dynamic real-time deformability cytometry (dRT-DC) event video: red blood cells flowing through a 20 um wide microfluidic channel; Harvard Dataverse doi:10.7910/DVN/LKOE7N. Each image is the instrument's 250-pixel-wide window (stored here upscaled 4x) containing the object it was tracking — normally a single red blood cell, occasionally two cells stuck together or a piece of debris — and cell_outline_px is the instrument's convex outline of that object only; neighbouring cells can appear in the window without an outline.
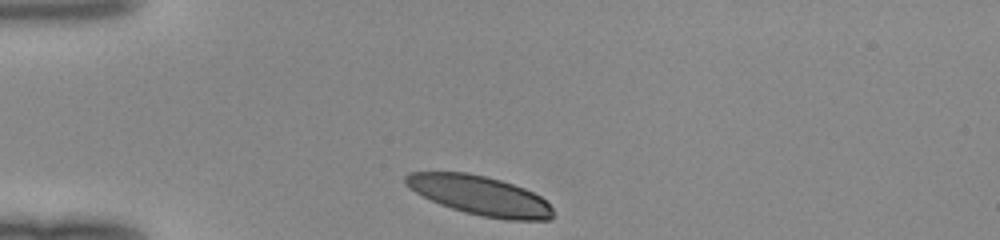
{"species": "human", "species_latin": "Homo sapiens", "temperature_condition": "room temperature", "stored_images_in_passage": 30, "camera_frame_rate_fps": 3000, "um_per_image_px": 0.085, "donor": {"sex": "female"}, "frame": {"image": 1, "passage_image": 1, "time_ms": 0.0, "image_size_px": [1000, 240], "cell_outline_px": [[552, 220], [508, 220], [480, 216], [464, 212], [440, 204], [416, 192], [404, 184], [404, 176], [408, 172], [468, 172], [500, 180], [524, 188], [540, 196], [552, 208]], "centroid_in_image_um": [40.78, 16.61], "position_along_channel_um": 44.2, "area_um2": 33.58}}
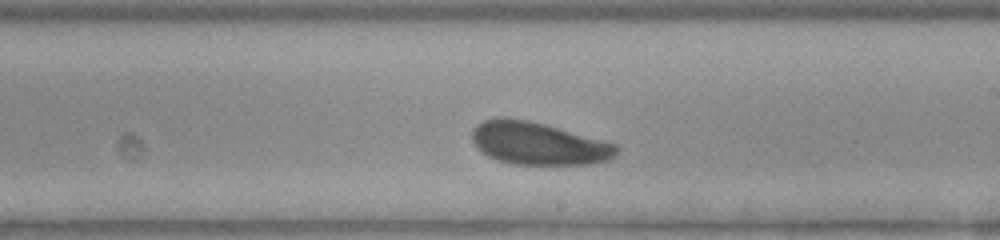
{"frame": {"image": 2, "passage_image": 18, "time_ms": 5.667, "image_size_px": [1000, 240], "cell_outline_px": [[616, 152], [608, 160], [592, 164], [512, 164], [496, 160], [488, 156], [476, 148], [472, 140], [472, 128], [476, 124], [484, 120], [500, 116], [504, 116], [528, 120], [544, 124], [616, 144]], "centroid_in_image_um": [45.66, 12.18], "position_along_channel_um": 243.3, "area_um2": 35.78}}
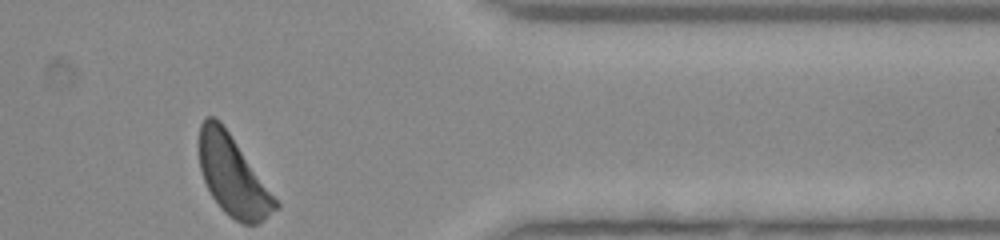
{"frame": {"image": 3, "passage_image": 30, "time_ms": 9.667, "image_size_px": [1000, 240], "cell_outline_px": [[280, 208], [256, 224], [240, 224], [224, 212], [220, 208], [212, 196], [204, 180], [200, 168], [196, 144], [200, 124], [204, 116], [212, 116], [220, 120], [280, 204]], "centroid_in_image_um": [19.74, 14.92], "position_along_channel_um": 391.7, "area_um2": 35.6}}